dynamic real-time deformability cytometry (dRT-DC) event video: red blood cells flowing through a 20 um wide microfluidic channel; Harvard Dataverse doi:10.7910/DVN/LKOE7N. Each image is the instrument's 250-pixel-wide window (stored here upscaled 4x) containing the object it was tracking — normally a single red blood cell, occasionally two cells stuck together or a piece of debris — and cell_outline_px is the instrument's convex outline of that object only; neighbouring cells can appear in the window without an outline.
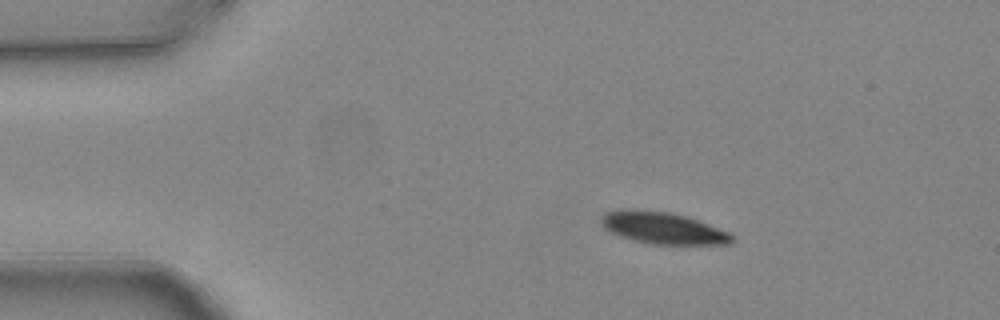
{"species": "common noctule bat (a hibernating species)", "species_latin": "Nyctalus noctula", "temperature_condition": "warm", "stored_images_in_passage": 4, "camera_frame_rate_fps": 3000, "um_per_image_px": 0.085, "animal": {"sex": "female", "body_mass_g": 24.6, "forearm_length_mm": 56.2}, "frame": {"image": 1, "passage_image": 2, "time_ms": 0.333, "image_size_px": [1000, 320], "cell_outline_px": [[736, 240], [732, 244], [652, 244], [632, 240], [620, 236], [604, 228], [600, 224], [600, 220], [604, 212], [620, 208], [632, 208], [672, 212], [708, 224], [728, 232]], "centroid_in_image_um": [56.28, 19.36], "position_along_channel_um": 28.7, "area_um2": 24.45}}